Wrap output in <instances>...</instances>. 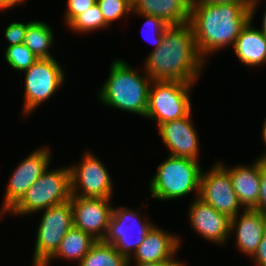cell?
<instances>
[{"label": "cell", "instance_id": "obj_19", "mask_svg": "<svg viewBox=\"0 0 266 266\" xmlns=\"http://www.w3.org/2000/svg\"><path fill=\"white\" fill-rule=\"evenodd\" d=\"M191 0H132V13L153 15L167 25H182L190 20Z\"/></svg>", "mask_w": 266, "mask_h": 266}, {"label": "cell", "instance_id": "obj_30", "mask_svg": "<svg viewBox=\"0 0 266 266\" xmlns=\"http://www.w3.org/2000/svg\"><path fill=\"white\" fill-rule=\"evenodd\" d=\"M258 211L266 215V160L261 159V183L258 198Z\"/></svg>", "mask_w": 266, "mask_h": 266}, {"label": "cell", "instance_id": "obj_4", "mask_svg": "<svg viewBox=\"0 0 266 266\" xmlns=\"http://www.w3.org/2000/svg\"><path fill=\"white\" fill-rule=\"evenodd\" d=\"M202 171L199 160L168 155L150 181L151 197L161 202L186 197L192 192L199 197Z\"/></svg>", "mask_w": 266, "mask_h": 266}, {"label": "cell", "instance_id": "obj_35", "mask_svg": "<svg viewBox=\"0 0 266 266\" xmlns=\"http://www.w3.org/2000/svg\"><path fill=\"white\" fill-rule=\"evenodd\" d=\"M262 127H263L262 128V141H264V144L266 146V118L264 119V122H263V126ZM258 159L266 160V152L263 153V155H261V157H258Z\"/></svg>", "mask_w": 266, "mask_h": 266}, {"label": "cell", "instance_id": "obj_6", "mask_svg": "<svg viewBox=\"0 0 266 266\" xmlns=\"http://www.w3.org/2000/svg\"><path fill=\"white\" fill-rule=\"evenodd\" d=\"M194 84L181 81L153 80L148 97L146 119L165 122L185 117L192 110L190 93Z\"/></svg>", "mask_w": 266, "mask_h": 266}, {"label": "cell", "instance_id": "obj_7", "mask_svg": "<svg viewBox=\"0 0 266 266\" xmlns=\"http://www.w3.org/2000/svg\"><path fill=\"white\" fill-rule=\"evenodd\" d=\"M62 65L53 58L39 59L24 71L23 114L31 115L42 102L52 97L64 84L65 75Z\"/></svg>", "mask_w": 266, "mask_h": 266}, {"label": "cell", "instance_id": "obj_24", "mask_svg": "<svg viewBox=\"0 0 266 266\" xmlns=\"http://www.w3.org/2000/svg\"><path fill=\"white\" fill-rule=\"evenodd\" d=\"M67 27L82 34L98 29H107L110 26L105 22L100 7L96 3L85 12L76 16Z\"/></svg>", "mask_w": 266, "mask_h": 266}, {"label": "cell", "instance_id": "obj_37", "mask_svg": "<svg viewBox=\"0 0 266 266\" xmlns=\"http://www.w3.org/2000/svg\"><path fill=\"white\" fill-rule=\"evenodd\" d=\"M262 27L259 29L265 36H266V8H265V13L262 21Z\"/></svg>", "mask_w": 266, "mask_h": 266}, {"label": "cell", "instance_id": "obj_1", "mask_svg": "<svg viewBox=\"0 0 266 266\" xmlns=\"http://www.w3.org/2000/svg\"><path fill=\"white\" fill-rule=\"evenodd\" d=\"M143 73L156 81H181L195 84L205 59L198 52L193 29L188 22L164 30L161 46L144 60Z\"/></svg>", "mask_w": 266, "mask_h": 266}, {"label": "cell", "instance_id": "obj_10", "mask_svg": "<svg viewBox=\"0 0 266 266\" xmlns=\"http://www.w3.org/2000/svg\"><path fill=\"white\" fill-rule=\"evenodd\" d=\"M71 197L112 199L113 184L107 168L90 150L79 164L69 166Z\"/></svg>", "mask_w": 266, "mask_h": 266}, {"label": "cell", "instance_id": "obj_33", "mask_svg": "<svg viewBox=\"0 0 266 266\" xmlns=\"http://www.w3.org/2000/svg\"><path fill=\"white\" fill-rule=\"evenodd\" d=\"M25 1L27 0H0V11L14 8L16 5L22 4Z\"/></svg>", "mask_w": 266, "mask_h": 266}, {"label": "cell", "instance_id": "obj_8", "mask_svg": "<svg viewBox=\"0 0 266 266\" xmlns=\"http://www.w3.org/2000/svg\"><path fill=\"white\" fill-rule=\"evenodd\" d=\"M70 201L43 211L38 224L32 266H42L58 249L65 234L74 226Z\"/></svg>", "mask_w": 266, "mask_h": 266}, {"label": "cell", "instance_id": "obj_15", "mask_svg": "<svg viewBox=\"0 0 266 266\" xmlns=\"http://www.w3.org/2000/svg\"><path fill=\"white\" fill-rule=\"evenodd\" d=\"M192 110L183 118L165 122L158 126V134L169 149L168 155L198 160L199 137L191 121Z\"/></svg>", "mask_w": 266, "mask_h": 266}, {"label": "cell", "instance_id": "obj_9", "mask_svg": "<svg viewBox=\"0 0 266 266\" xmlns=\"http://www.w3.org/2000/svg\"><path fill=\"white\" fill-rule=\"evenodd\" d=\"M139 211L120 206L112 210L108 232L104 241L111 243L115 249L130 259L139 245L144 241L147 232L154 225L148 217L142 220Z\"/></svg>", "mask_w": 266, "mask_h": 266}, {"label": "cell", "instance_id": "obj_28", "mask_svg": "<svg viewBox=\"0 0 266 266\" xmlns=\"http://www.w3.org/2000/svg\"><path fill=\"white\" fill-rule=\"evenodd\" d=\"M21 23V22H12L5 28L4 35L9 41V45L7 46H14L17 44L24 43L25 35L27 31V26L31 23Z\"/></svg>", "mask_w": 266, "mask_h": 266}, {"label": "cell", "instance_id": "obj_29", "mask_svg": "<svg viewBox=\"0 0 266 266\" xmlns=\"http://www.w3.org/2000/svg\"><path fill=\"white\" fill-rule=\"evenodd\" d=\"M96 3L97 0H67V10L64 15L66 25Z\"/></svg>", "mask_w": 266, "mask_h": 266}, {"label": "cell", "instance_id": "obj_11", "mask_svg": "<svg viewBox=\"0 0 266 266\" xmlns=\"http://www.w3.org/2000/svg\"><path fill=\"white\" fill-rule=\"evenodd\" d=\"M210 169L201 173L199 198L229 218L239 215L244 208L233 189L228 171L219 162Z\"/></svg>", "mask_w": 266, "mask_h": 266}, {"label": "cell", "instance_id": "obj_12", "mask_svg": "<svg viewBox=\"0 0 266 266\" xmlns=\"http://www.w3.org/2000/svg\"><path fill=\"white\" fill-rule=\"evenodd\" d=\"M50 158V148L42 146L24 158L15 168L7 184L5 198L0 210V219L49 168Z\"/></svg>", "mask_w": 266, "mask_h": 266}, {"label": "cell", "instance_id": "obj_20", "mask_svg": "<svg viewBox=\"0 0 266 266\" xmlns=\"http://www.w3.org/2000/svg\"><path fill=\"white\" fill-rule=\"evenodd\" d=\"M233 48L239 61L248 67L266 63V36L253 27L251 20L242 29Z\"/></svg>", "mask_w": 266, "mask_h": 266}, {"label": "cell", "instance_id": "obj_25", "mask_svg": "<svg viewBox=\"0 0 266 266\" xmlns=\"http://www.w3.org/2000/svg\"><path fill=\"white\" fill-rule=\"evenodd\" d=\"M4 57L11 68L20 72L26 71L39 60L24 43L7 46Z\"/></svg>", "mask_w": 266, "mask_h": 266}, {"label": "cell", "instance_id": "obj_14", "mask_svg": "<svg viewBox=\"0 0 266 266\" xmlns=\"http://www.w3.org/2000/svg\"><path fill=\"white\" fill-rule=\"evenodd\" d=\"M189 223L195 233L215 244H226L232 235L230 233V220L226 214L219 213L210 204L205 203L199 197L190 203Z\"/></svg>", "mask_w": 266, "mask_h": 266}, {"label": "cell", "instance_id": "obj_2", "mask_svg": "<svg viewBox=\"0 0 266 266\" xmlns=\"http://www.w3.org/2000/svg\"><path fill=\"white\" fill-rule=\"evenodd\" d=\"M251 3L191 4L189 23L203 59L222 48L234 46L242 29L251 20Z\"/></svg>", "mask_w": 266, "mask_h": 266}, {"label": "cell", "instance_id": "obj_31", "mask_svg": "<svg viewBox=\"0 0 266 266\" xmlns=\"http://www.w3.org/2000/svg\"><path fill=\"white\" fill-rule=\"evenodd\" d=\"M256 266H266V232L258 246V249L252 257Z\"/></svg>", "mask_w": 266, "mask_h": 266}, {"label": "cell", "instance_id": "obj_34", "mask_svg": "<svg viewBox=\"0 0 266 266\" xmlns=\"http://www.w3.org/2000/svg\"><path fill=\"white\" fill-rule=\"evenodd\" d=\"M226 2H252V0H191V4H218Z\"/></svg>", "mask_w": 266, "mask_h": 266}, {"label": "cell", "instance_id": "obj_22", "mask_svg": "<svg viewBox=\"0 0 266 266\" xmlns=\"http://www.w3.org/2000/svg\"><path fill=\"white\" fill-rule=\"evenodd\" d=\"M53 30L43 21H32L27 26L24 44L39 59L53 58L49 53L54 42Z\"/></svg>", "mask_w": 266, "mask_h": 266}, {"label": "cell", "instance_id": "obj_16", "mask_svg": "<svg viewBox=\"0 0 266 266\" xmlns=\"http://www.w3.org/2000/svg\"><path fill=\"white\" fill-rule=\"evenodd\" d=\"M179 237L175 233H169L154 224L136 252L128 259V266L131 265L132 259L135 260L134 263L180 261L174 256L181 247V238Z\"/></svg>", "mask_w": 266, "mask_h": 266}, {"label": "cell", "instance_id": "obj_5", "mask_svg": "<svg viewBox=\"0 0 266 266\" xmlns=\"http://www.w3.org/2000/svg\"><path fill=\"white\" fill-rule=\"evenodd\" d=\"M71 196L69 167L47 169L7 214L24 216L43 211L70 201Z\"/></svg>", "mask_w": 266, "mask_h": 266}, {"label": "cell", "instance_id": "obj_36", "mask_svg": "<svg viewBox=\"0 0 266 266\" xmlns=\"http://www.w3.org/2000/svg\"><path fill=\"white\" fill-rule=\"evenodd\" d=\"M260 2V0H252V3L250 5V10H251V21L253 22V18L255 15V11L256 8L258 7L257 5H259L258 3Z\"/></svg>", "mask_w": 266, "mask_h": 266}, {"label": "cell", "instance_id": "obj_21", "mask_svg": "<svg viewBox=\"0 0 266 266\" xmlns=\"http://www.w3.org/2000/svg\"><path fill=\"white\" fill-rule=\"evenodd\" d=\"M96 241L92 235L73 226L65 234L56 252L42 266H49L55 258L76 261L79 264Z\"/></svg>", "mask_w": 266, "mask_h": 266}, {"label": "cell", "instance_id": "obj_23", "mask_svg": "<svg viewBox=\"0 0 266 266\" xmlns=\"http://www.w3.org/2000/svg\"><path fill=\"white\" fill-rule=\"evenodd\" d=\"M78 266H128V259L111 243L97 240Z\"/></svg>", "mask_w": 266, "mask_h": 266}, {"label": "cell", "instance_id": "obj_17", "mask_svg": "<svg viewBox=\"0 0 266 266\" xmlns=\"http://www.w3.org/2000/svg\"><path fill=\"white\" fill-rule=\"evenodd\" d=\"M242 212L231 218L230 233H236L237 249L252 258L266 232V215L255 209H243Z\"/></svg>", "mask_w": 266, "mask_h": 266}, {"label": "cell", "instance_id": "obj_26", "mask_svg": "<svg viewBox=\"0 0 266 266\" xmlns=\"http://www.w3.org/2000/svg\"><path fill=\"white\" fill-rule=\"evenodd\" d=\"M105 22L110 26L113 21L132 13L131 0H97Z\"/></svg>", "mask_w": 266, "mask_h": 266}, {"label": "cell", "instance_id": "obj_3", "mask_svg": "<svg viewBox=\"0 0 266 266\" xmlns=\"http://www.w3.org/2000/svg\"><path fill=\"white\" fill-rule=\"evenodd\" d=\"M108 79L98 91L99 101L122 111L146 115L152 79L129 66L123 59L111 63Z\"/></svg>", "mask_w": 266, "mask_h": 266}, {"label": "cell", "instance_id": "obj_18", "mask_svg": "<svg viewBox=\"0 0 266 266\" xmlns=\"http://www.w3.org/2000/svg\"><path fill=\"white\" fill-rule=\"evenodd\" d=\"M252 165H235L227 168L219 162L229 173L233 189L244 209L258 210V198L261 183V159H256Z\"/></svg>", "mask_w": 266, "mask_h": 266}, {"label": "cell", "instance_id": "obj_32", "mask_svg": "<svg viewBox=\"0 0 266 266\" xmlns=\"http://www.w3.org/2000/svg\"><path fill=\"white\" fill-rule=\"evenodd\" d=\"M134 266H185V264L180 261H160L153 263H135Z\"/></svg>", "mask_w": 266, "mask_h": 266}, {"label": "cell", "instance_id": "obj_27", "mask_svg": "<svg viewBox=\"0 0 266 266\" xmlns=\"http://www.w3.org/2000/svg\"><path fill=\"white\" fill-rule=\"evenodd\" d=\"M135 14H137L141 17L143 16L144 19L146 18V21L143 24L144 28L142 27V32H146V30L149 28L151 30L150 33H152L151 36H153V37L149 39V37H146V35L143 34V38L146 39L147 41H149L151 44H154V46H153L154 49H152V50L157 49L159 46H161V42H162L163 36H164V30L169 25H167L162 19H160L156 16H153V15H146V14H141V13H135Z\"/></svg>", "mask_w": 266, "mask_h": 266}, {"label": "cell", "instance_id": "obj_13", "mask_svg": "<svg viewBox=\"0 0 266 266\" xmlns=\"http://www.w3.org/2000/svg\"><path fill=\"white\" fill-rule=\"evenodd\" d=\"M112 199L71 197L74 227L104 240L108 232L113 207Z\"/></svg>", "mask_w": 266, "mask_h": 266}]
</instances>
